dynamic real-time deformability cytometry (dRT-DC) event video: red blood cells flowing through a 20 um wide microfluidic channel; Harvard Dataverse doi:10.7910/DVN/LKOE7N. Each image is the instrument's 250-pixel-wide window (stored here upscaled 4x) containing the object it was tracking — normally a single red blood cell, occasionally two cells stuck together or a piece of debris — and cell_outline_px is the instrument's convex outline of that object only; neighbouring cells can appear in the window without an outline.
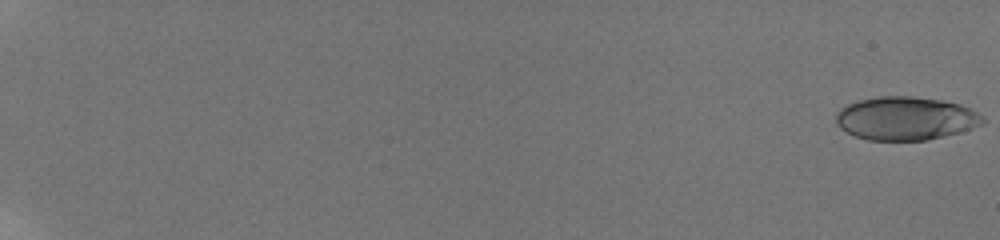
{"species": "human", "species_latin": "Homo sapiens", "temperature_condition": "room temperature", "stored_images_in_passage": 19, "camera_frame_rate_fps": 3000, "um_per_image_px": 0.085, "donor": {"sex": "male"}, "frame": {"image": 1, "passage_image": 1, "time_ms": 0.0, "image_size_px": [1000, 240], "cell_outline_px": [[984, 120], [980, 124], [972, 128], [960, 132], [928, 140], [868, 140], [856, 136], [840, 128], [836, 124], [836, 112], [840, 108], [848, 104], [860, 100], [880, 96], [912, 96], [940, 100], [956, 104], [968, 108], [984, 116]], "centroid_in_image_um": [76.95, 10.07], "position_along_channel_um": 8.1, "area_um2": 36.82}}
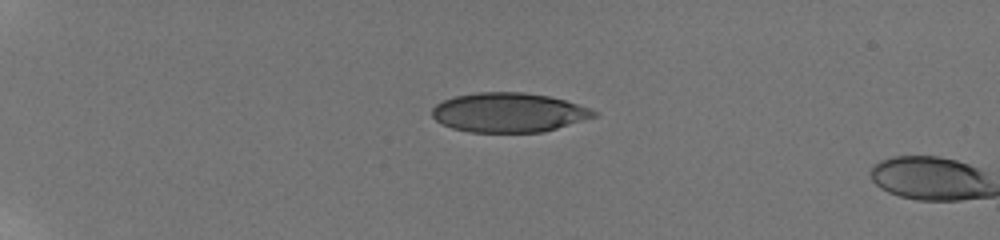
{"frame": {"image": 2, "passage_image": 17, "time_ms": 5.667, "image_size_px": [1000, 240], "cell_outline_px": [[596, 116], [544, 132], [468, 132], [452, 128], [436, 120], [432, 116], [432, 108], [436, 104], [444, 100], [456, 96], [476, 92], [524, 92], [548, 96], [564, 100], [588, 108], [596, 112]], "centroid_in_image_um": [43.2, 9.56], "position_along_channel_um": 41.8, "area_um2": 36.88}}